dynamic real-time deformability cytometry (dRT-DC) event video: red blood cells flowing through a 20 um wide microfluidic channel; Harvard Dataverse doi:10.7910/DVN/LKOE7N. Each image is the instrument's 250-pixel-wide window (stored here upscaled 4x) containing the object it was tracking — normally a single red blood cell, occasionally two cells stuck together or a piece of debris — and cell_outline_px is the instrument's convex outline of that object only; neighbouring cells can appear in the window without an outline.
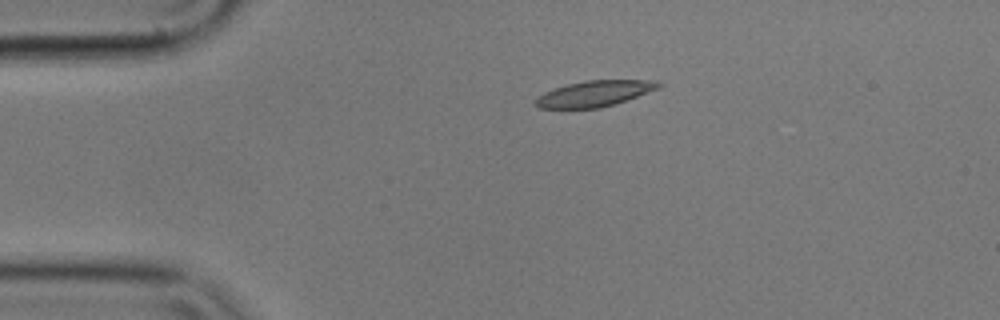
{"species": "common noctule bat (a hibernating species)", "species_latin": "Nyctalus noctula", "temperature_condition": "cold", "stored_images_in_passage": 4, "camera_frame_rate_fps": 3000, "um_per_image_px": 0.085, "animal": {"sex": "male", "body_mass_g": 17.9}, "frame": {"image": 1, "passage_image": 3, "time_ms": 0.667, "image_size_px": [1000, 320], "cell_outline_px": [[664, 84], [660, 88], [600, 108], [540, 108], [536, 104], [536, 100], [544, 92], [568, 84], [584, 80], [660, 80]], "centroid_in_image_um": [50.59, 7.93], "position_along_channel_um": 34.4, "area_um2": 18.26}}